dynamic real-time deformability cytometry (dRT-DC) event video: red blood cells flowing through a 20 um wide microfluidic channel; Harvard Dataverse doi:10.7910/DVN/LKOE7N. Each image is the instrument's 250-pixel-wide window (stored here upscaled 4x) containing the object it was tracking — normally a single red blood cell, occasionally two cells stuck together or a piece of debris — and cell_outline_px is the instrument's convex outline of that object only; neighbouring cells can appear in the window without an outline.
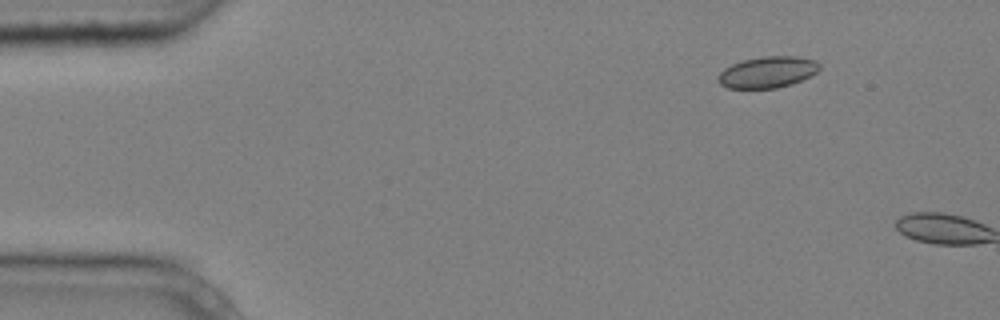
{"species": "common noctule bat (a hibernating species)", "species_latin": "Nyctalus noctula", "temperature_condition": "cold", "stored_images_in_passage": 6, "segment_of_instrument_passage": [2, 2], "camera_frame_rate_fps": 3000, "um_per_image_px": 0.085, "animal": {"sex": "male", "body_mass_g": 20.4}, "frame": {"image": 1, "passage_image": 6, "time_ms": 1.667, "image_size_px": [1000, 320], "cell_outline_px": [[820, 68], [812, 76], [792, 84], [776, 88], [728, 88], [720, 84], [716, 80], [716, 76], [724, 68], [732, 64], [744, 60], [764, 56], [796, 56], [816, 60], [820, 64]], "centroid_in_image_um": [65.24, 6.13], "position_along_channel_um": 19.8, "area_um2": 18.67}}